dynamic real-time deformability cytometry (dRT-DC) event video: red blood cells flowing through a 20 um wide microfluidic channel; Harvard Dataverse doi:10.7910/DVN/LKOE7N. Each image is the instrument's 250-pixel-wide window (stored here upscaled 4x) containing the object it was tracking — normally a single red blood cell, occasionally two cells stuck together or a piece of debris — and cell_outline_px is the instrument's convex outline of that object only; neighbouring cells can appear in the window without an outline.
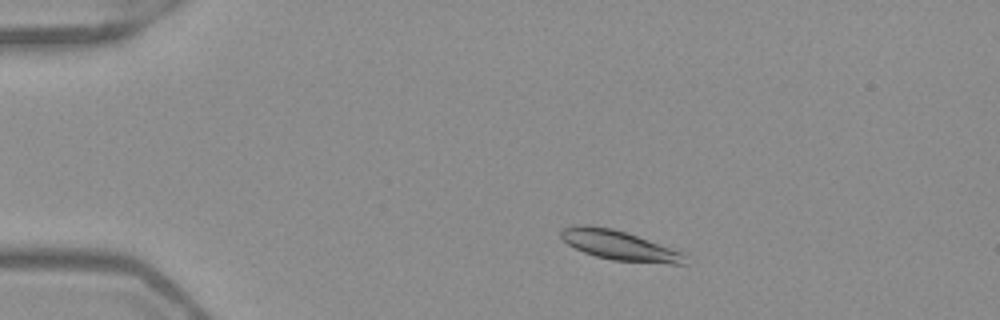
{"species": "Egyptian fruit bat (a non-hibernating species)", "species_latin": "Rousettus aegyptiacus", "temperature_condition": "warm", "stored_images_in_passage": 49, "camera_frame_rate_fps": 3000, "um_per_image_px": 0.085, "frame": {"image": 1, "passage_image": 7, "time_ms": 2.0, "image_size_px": [1000, 320], "cell_outline_px": [[688, 256], [684, 264], [668, 264], [612, 260], [596, 256], [584, 252], [568, 244], [560, 236], [560, 232], [564, 228], [576, 224], [588, 224], [612, 228], [688, 252]], "centroid_in_image_um": [52.73, 20.86], "position_along_channel_um": 32.3, "area_um2": 21.79}}
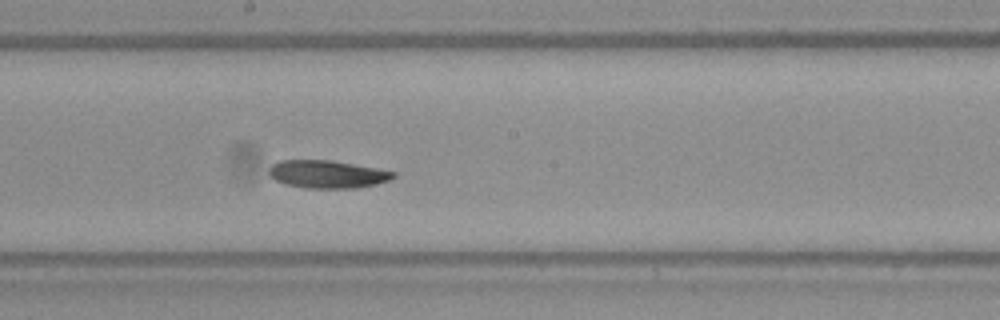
{"frame": {"image": 2, "passage_image": 26, "time_ms": 8.333, "image_size_px": [1000, 320], "cell_outline_px": [[396, 176], [388, 180], [376, 184], [356, 188], [308, 188], [284, 184], [276, 180], [268, 172], [268, 168], [272, 164], [280, 160], [332, 160], [376, 168], [396, 172]], "centroid_in_image_um": [27.81, 14.8], "position_along_channel_um": 220.4, "area_um2": 20.11}}
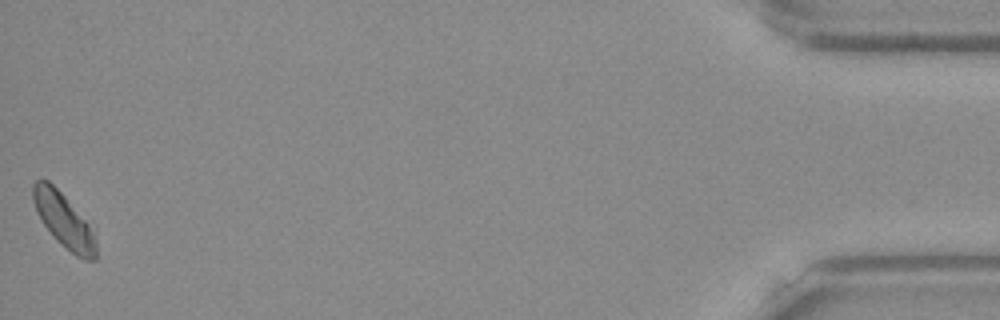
{"frame": {"image": 3, "passage_image": 49, "time_ms": 16.0, "image_size_px": [1000, 320], "cell_outline_px": [[96, 260], [84, 260], [76, 256], [56, 240], [44, 224], [36, 212], [32, 200], [32, 184], [36, 180], [48, 180], [96, 228]], "centroid_in_image_um": [5.47, 18.75], "position_along_channel_um": 429.7, "area_um2": 20.35}, "authors_computed_cell_mechanics": {"area_um2": 20.519, "velocity_mm_per_s": 3.9107, "shape_relaxation_time_tau1_ms": 3.0967, "shape_relaxation_time_tau2_ms": null, "deformation_change_tau1": 0.0932, "deformation_change_tau2": null}}